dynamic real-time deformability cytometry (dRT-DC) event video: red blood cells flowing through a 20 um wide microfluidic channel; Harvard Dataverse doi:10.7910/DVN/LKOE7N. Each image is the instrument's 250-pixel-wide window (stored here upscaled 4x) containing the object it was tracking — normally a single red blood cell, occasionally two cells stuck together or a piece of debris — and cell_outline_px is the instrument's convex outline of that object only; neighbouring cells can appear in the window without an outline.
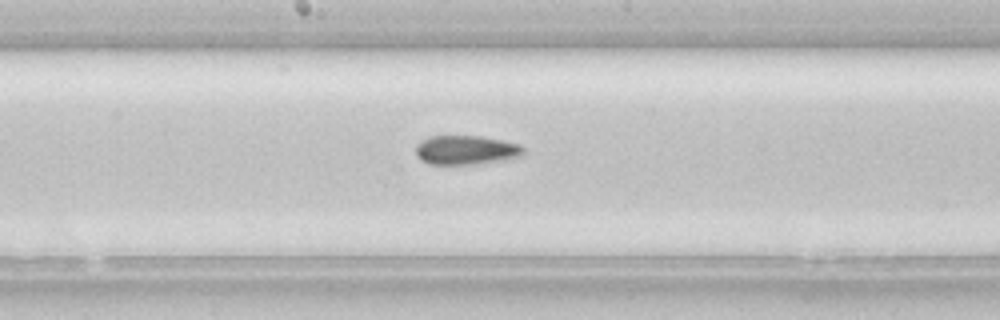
{"species": "common noctule bat (a hibernating species)", "species_latin": "Nyctalus noctula", "temperature_condition": "room temperature", "stored_images_in_passage": 36, "camera_frame_rate_fps": 3000, "um_per_image_px": 0.085, "animal": {"sex": "female", "body_mass_g": 22.7, "forearm_length_mm": 54.2}, "frame": {"image": 1, "passage_image": 16, "time_ms": 5.0, "image_size_px": [1000, 320], "cell_outline_px": [[524, 152], [520, 156], [472, 164], [428, 164], [420, 160], [416, 156], [416, 144], [420, 140], [428, 136], [480, 136], [520, 144], [524, 148]], "centroid_in_image_um": [39.53, 12.74], "position_along_channel_um": 208.7, "area_um2": 18.15}}
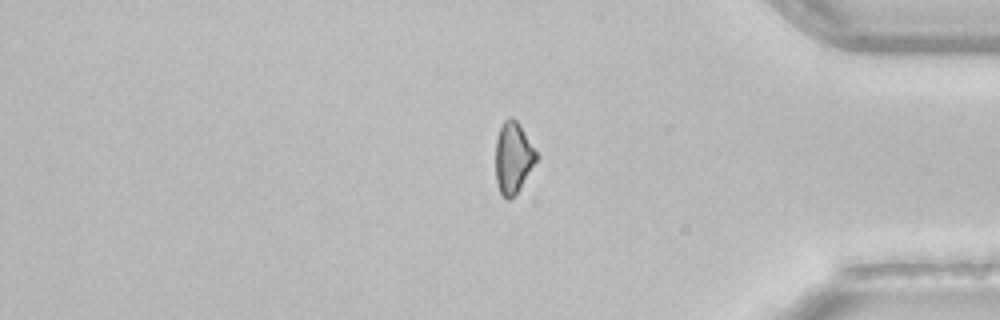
{"frame": {"image": 2, "passage_image": 31, "time_ms": 10.0, "image_size_px": [1000, 320], "cell_outline_px": [[540, 156], [520, 188], [508, 200], [500, 192], [496, 180], [496, 136], [504, 120], [508, 116], [512, 116], [520, 124]], "centroid_in_image_um": [43.64, 13.35], "position_along_channel_um": 391.6, "area_um2": 17.05}}